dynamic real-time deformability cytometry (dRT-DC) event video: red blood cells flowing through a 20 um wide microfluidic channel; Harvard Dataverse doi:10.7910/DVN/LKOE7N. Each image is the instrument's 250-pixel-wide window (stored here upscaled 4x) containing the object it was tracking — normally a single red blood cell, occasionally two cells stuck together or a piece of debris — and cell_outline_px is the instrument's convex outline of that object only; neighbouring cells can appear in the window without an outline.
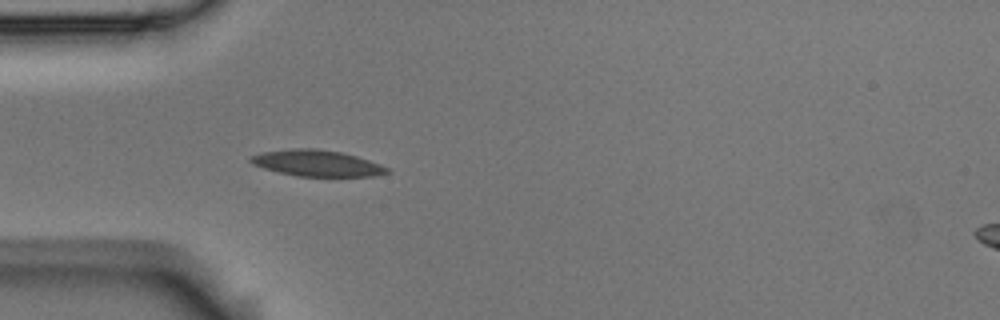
{"species": "Egyptian fruit bat (a non-hibernating species)", "species_latin": "Rousettus aegyptiacus", "temperature_condition": "room temperature", "stored_images_in_passage": 4, "camera_frame_rate_fps": 3000, "um_per_image_px": 0.085, "animal": {"sex": "male"}, "frame": {"image": 1, "passage_image": 4, "time_ms": 1.0, "image_size_px": [1000, 320], "cell_outline_px": [[392, 172], [376, 176], [296, 176], [264, 168], [252, 164], [248, 160], [248, 156], [260, 152], [292, 148], [316, 148], [340, 152], [356, 156], [380, 164], [388, 168]], "centroid_in_image_um": [26.91, 13.86], "position_along_channel_um": 58.1, "area_um2": 20.92}}